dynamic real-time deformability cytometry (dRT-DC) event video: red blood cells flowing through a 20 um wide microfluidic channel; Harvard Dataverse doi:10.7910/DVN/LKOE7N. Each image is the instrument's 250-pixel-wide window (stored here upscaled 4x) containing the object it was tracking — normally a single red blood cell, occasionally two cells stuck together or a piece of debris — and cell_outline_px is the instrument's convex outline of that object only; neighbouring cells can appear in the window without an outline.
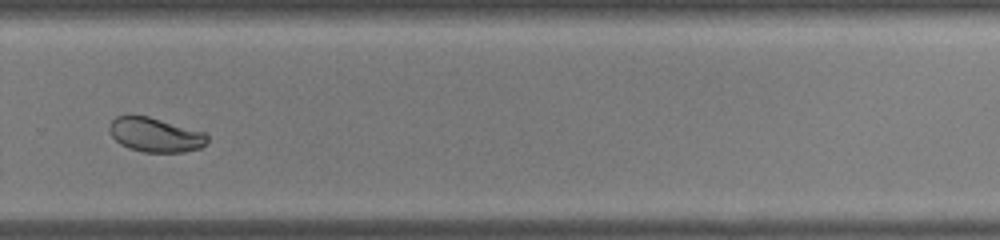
{"species": "common noctule bat (a hibernating species)", "species_latin": "Nyctalus noctula", "temperature_condition": "warm", "stored_images_in_passage": 27, "camera_frame_rate_fps": 3000, "um_per_image_px": 0.085, "animal": {"sex": "male", "body_mass_g": 19.0, "forearm_length_mm": 50.8}, "frame": {"image": 1, "passage_image": 16, "time_ms": 5.0, "image_size_px": [1000, 240], "cell_outline_px": [[208, 140], [200, 148], [184, 152], [144, 152], [128, 148], [120, 144], [112, 136], [108, 128], [108, 124], [116, 116], [128, 112], [148, 116], [204, 132], [208, 136]], "centroid_in_image_um": [13.13, 11.43], "position_along_channel_um": 316.7, "area_um2": 19.94}}
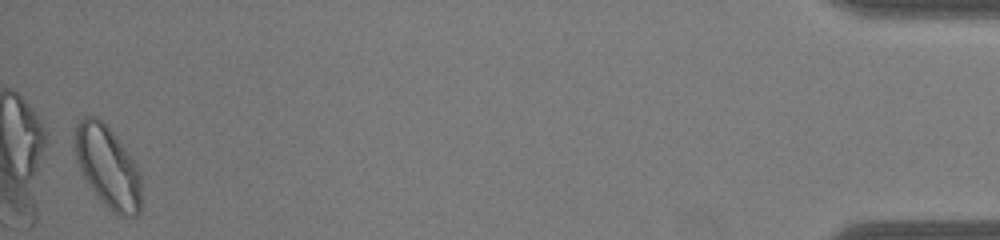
{"frame": {"image": 2, "passage_image": 27, "time_ms": 8.667, "image_size_px": [1000, 240], "cell_outline_px": [[140, 212], [136, 216], [120, 216], [112, 212], [100, 200], [84, 176], [80, 168], [76, 156], [76, 124], [84, 116], [96, 116], [112, 132], [124, 148], [132, 160], [140, 176]], "centroid_in_image_um": [9.16, 14.21], "position_along_channel_um": 426.0, "area_um2": 30.69}}